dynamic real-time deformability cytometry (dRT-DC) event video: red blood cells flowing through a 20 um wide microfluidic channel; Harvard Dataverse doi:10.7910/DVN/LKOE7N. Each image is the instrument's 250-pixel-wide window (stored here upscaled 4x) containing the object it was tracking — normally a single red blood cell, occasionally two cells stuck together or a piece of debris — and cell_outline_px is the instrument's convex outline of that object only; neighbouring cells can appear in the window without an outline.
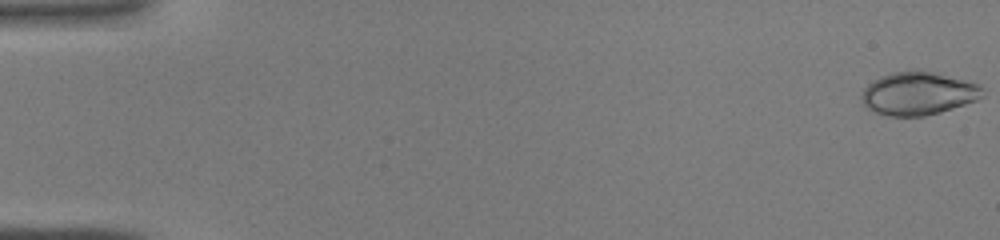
{"species": "common noctule bat (a hibernating species)", "species_latin": "Nyctalus noctula", "temperature_condition": "warm", "stored_images_in_passage": 44, "camera_frame_rate_fps": 3000, "um_per_image_px": 0.085, "animal": {"sex": "male", "body_mass_g": 19.0, "forearm_length_mm": 50.8}, "frame": {"image": 1, "passage_image": 1, "time_ms": 0.0, "image_size_px": [1000, 240], "cell_outline_px": [[984, 96], [976, 100], [940, 112], [924, 116], [888, 116], [876, 112], [868, 108], [864, 104], [860, 96], [864, 88], [872, 80], [880, 76], [892, 72], [912, 68], [920, 68], [980, 84], [984, 88]], "centroid_in_image_um": [78.05, 7.91], "position_along_channel_um": 6.9, "area_um2": 30.87}}
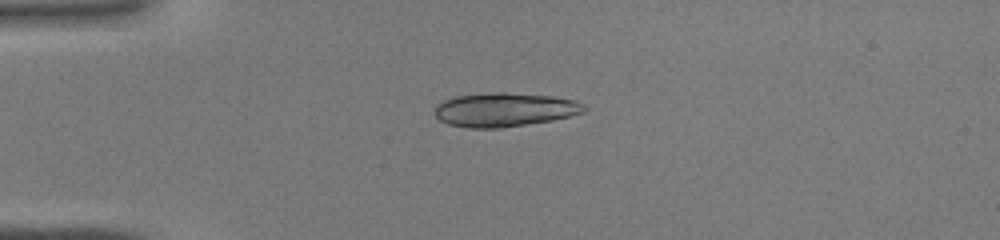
{"frame": {"image": 2, "passage_image": 12, "time_ms": 3.667, "image_size_px": [1000, 240], "cell_outline_px": [[588, 108], [584, 112], [552, 120], [500, 128], [468, 128], [448, 124], [440, 120], [436, 116], [436, 104], [444, 100], [456, 96], [488, 92], [508, 92], [552, 96], [576, 100], [584, 104]], "centroid_in_image_um": [42.9, 9.31], "position_along_channel_um": 42.1, "area_um2": 29.59}}